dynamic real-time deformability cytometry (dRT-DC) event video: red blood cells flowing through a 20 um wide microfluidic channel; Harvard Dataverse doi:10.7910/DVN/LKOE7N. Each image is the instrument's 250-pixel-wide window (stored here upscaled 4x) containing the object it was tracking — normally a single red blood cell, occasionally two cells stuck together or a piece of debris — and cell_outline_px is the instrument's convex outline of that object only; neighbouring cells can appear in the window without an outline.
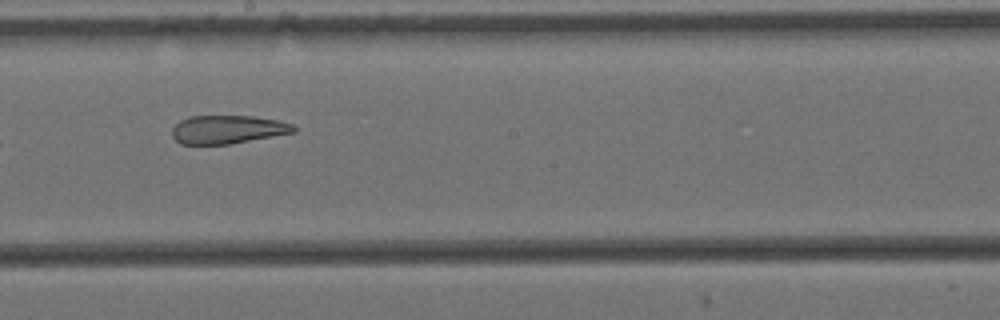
{"species": "Egyptian fruit bat (a non-hibernating species)", "species_latin": "Rousettus aegyptiacus", "temperature_condition": "cold", "stored_images_in_passage": 11, "camera_frame_rate_fps": 3000, "um_per_image_px": 0.085, "animal": {"sex": "female"}, "frame": {"image": 1, "passage_image": 10, "time_ms": 3.0, "image_size_px": [1000, 320], "cell_outline_px": [[296, 132], [228, 144], [180, 144], [172, 136], [172, 128], [180, 120], [188, 116], [252, 116], [280, 120], [292, 124], [296, 128]], "centroid_in_image_um": [19.35, 11.0], "position_along_channel_um": 228.9, "area_um2": 20.11}}
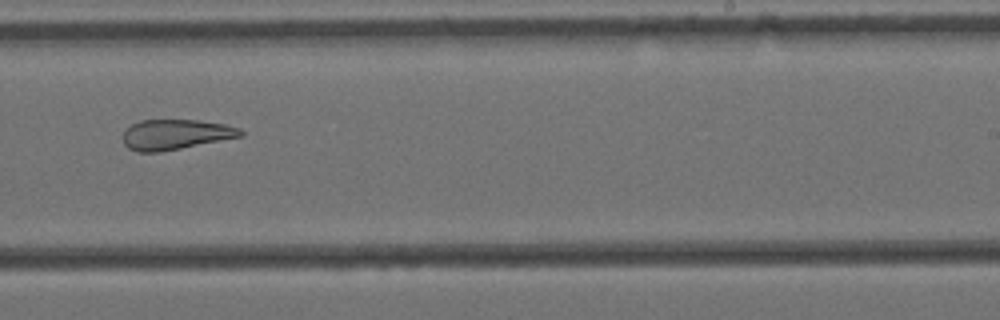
{"frame": {"image": 2, "passage_image": 11, "time_ms": 3.333, "image_size_px": [1000, 320], "cell_outline_px": [[244, 136], [160, 152], [136, 152], [128, 148], [124, 144], [124, 132], [132, 124], [140, 120], [200, 120], [224, 124], [240, 128], [244, 132]], "centroid_in_image_um": [14.95, 11.43], "position_along_channel_um": 274.1, "area_um2": 20.69}}